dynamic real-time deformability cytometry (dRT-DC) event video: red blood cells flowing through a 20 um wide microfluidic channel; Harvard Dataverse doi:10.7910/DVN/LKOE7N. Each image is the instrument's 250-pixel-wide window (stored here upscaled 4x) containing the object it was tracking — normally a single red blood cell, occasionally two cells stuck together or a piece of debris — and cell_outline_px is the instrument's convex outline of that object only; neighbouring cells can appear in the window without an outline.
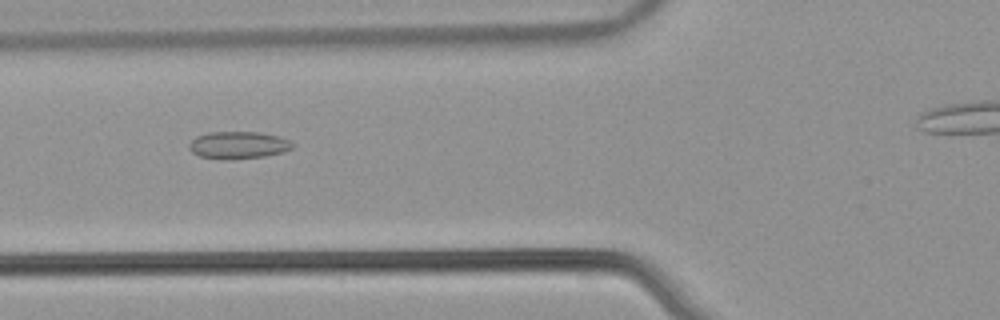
{"species": "common noctule bat (a hibernating species)", "species_latin": "Nyctalus noctula", "temperature_condition": "warm", "stored_images_in_passage": 32, "camera_frame_rate_fps": 3000, "um_per_image_px": 0.085, "animal": {"sex": "male", "body_mass_g": 21.5, "forearm_length_mm": 52.0}, "frame": {"image": 1, "passage_image": 5, "time_ms": 1.333, "image_size_px": [1000, 320], "cell_outline_px": [[296, 144], [292, 148], [284, 152], [264, 156], [228, 160], [200, 156], [192, 152], [188, 148], [188, 144], [196, 136], [208, 132], [260, 132], [276, 136], [288, 140]], "centroid_in_image_um": [20.24, 12.33], "position_along_channel_um": 105.6, "area_um2": 16.47}}
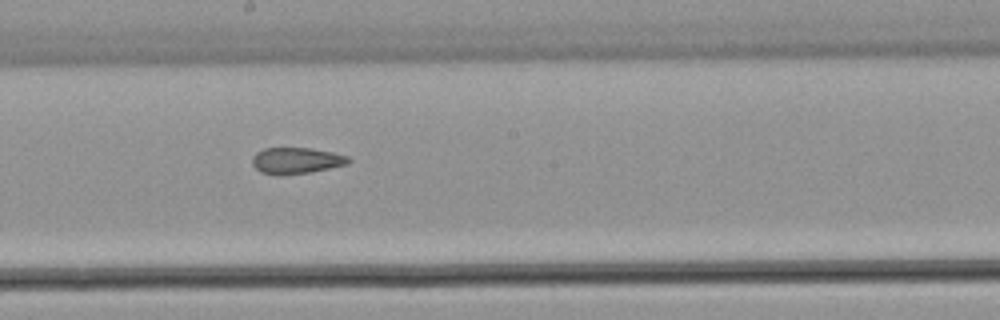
{"frame": {"image": 2, "passage_image": 14, "time_ms": 4.333, "image_size_px": [1000, 320], "cell_outline_px": [[352, 160], [348, 164], [308, 172], [260, 172], [252, 164], [252, 156], [256, 152], [264, 148], [312, 148], [332, 152], [348, 156]], "centroid_in_image_um": [25.22, 13.59], "position_along_channel_um": 223.0, "area_um2": 14.1}}
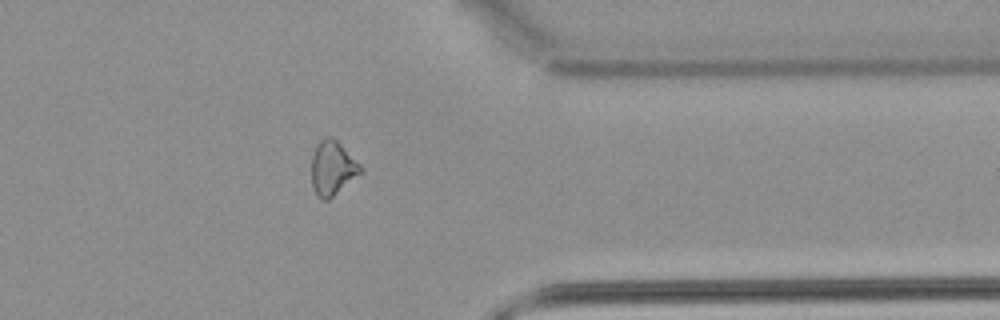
{"frame": {"image": 3, "passage_image": 27, "time_ms": 8.667, "image_size_px": [1000, 320], "cell_outline_px": [[364, 172], [328, 200], [324, 200], [316, 192], [312, 184], [312, 156], [316, 144], [320, 140], [328, 136], [332, 136], [364, 168]], "centroid_in_image_um": [28.29, 14.28], "position_along_channel_um": 383.1, "area_um2": 15.43}, "authors_computed_cell_mechanics": {"area_um2": 15.3748, "velocity_mm_per_s": 3.9172, "shape_relaxation_time_tau1_ms": null, "shape_relaxation_time_tau2_ms": 2.797, "deformation_change_tau1": null, "deformation_change_tau2": 0.1073}}